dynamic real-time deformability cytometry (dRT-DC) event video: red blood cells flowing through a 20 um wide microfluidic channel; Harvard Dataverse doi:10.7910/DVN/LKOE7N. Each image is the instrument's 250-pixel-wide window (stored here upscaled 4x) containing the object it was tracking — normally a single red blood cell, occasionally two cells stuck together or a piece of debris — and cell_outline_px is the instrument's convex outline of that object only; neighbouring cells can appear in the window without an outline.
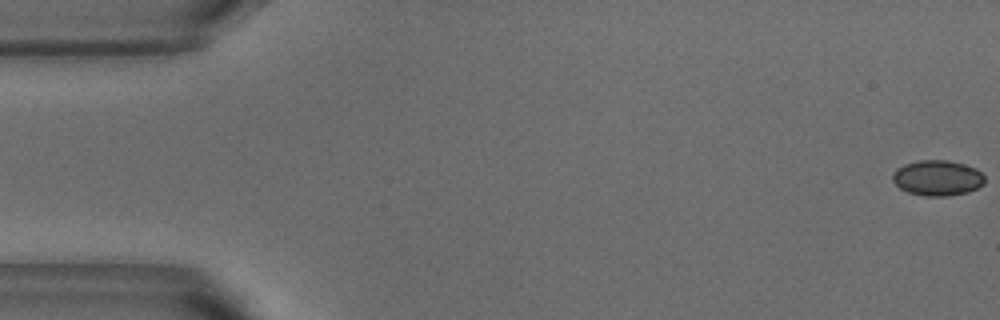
{"species": "common noctule bat (a hibernating species)", "species_latin": "Nyctalus noctula", "temperature_condition": "warm", "stored_images_in_passage": 53, "camera_frame_rate_fps": 3000, "um_per_image_px": 0.085, "animal": {"sex": "male", "body_mass_g": 18.8}, "frame": {"image": 1, "passage_image": 1, "time_ms": 0.0, "image_size_px": [1000, 320], "cell_outline_px": [[984, 184], [968, 192], [948, 196], [924, 196], [908, 192], [900, 188], [892, 180], [892, 176], [896, 168], [904, 164], [920, 160], [948, 160], [964, 164], [976, 168], [984, 176]], "centroid_in_image_um": [79.68, 15.12], "position_along_channel_um": 5.3, "area_um2": 19.07}}
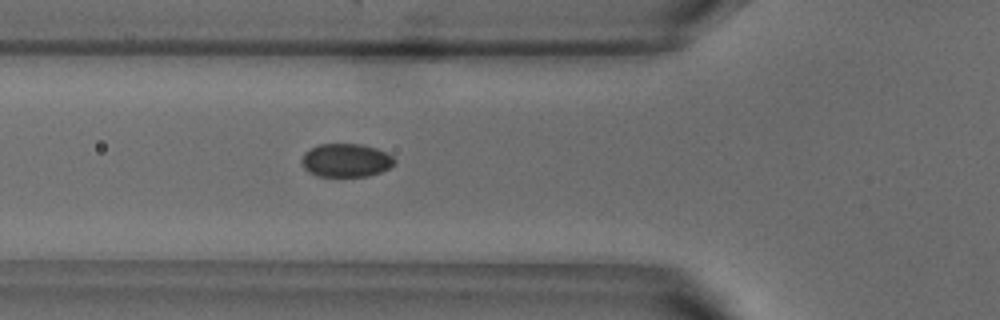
{"frame": {"image": 2, "passage_image": 19, "time_ms": 6.0, "image_size_px": [1000, 320], "cell_outline_px": [[396, 164], [380, 172], [368, 176], [316, 176], [308, 172], [304, 168], [300, 160], [304, 152], [320, 144], [360, 144], [376, 148], [392, 156], [396, 160]], "centroid_in_image_um": [29.39, 13.63], "position_along_channel_um": 96.4, "area_um2": 18.09}}
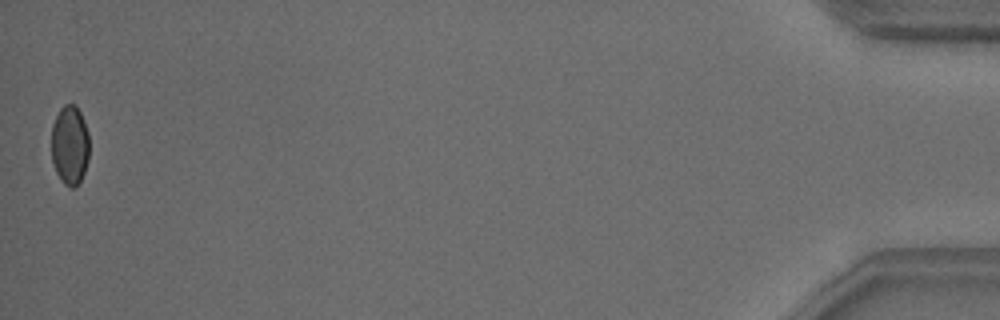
{"frame": {"image": 3, "passage_image": 53, "time_ms": 17.333, "image_size_px": [1000, 320], "cell_outline_px": [[88, 160], [84, 172], [80, 180], [72, 188], [68, 188], [60, 180], [56, 172], [52, 160], [52, 124], [60, 108], [64, 104], [76, 104], [80, 112], [88, 132]], "centroid_in_image_um": [5.92, 12.33], "position_along_channel_um": 429.3, "area_um2": 17.51}, "authors_computed_cell_mechanics": {"area_um2": 18.6116, "velocity_mm_per_s": 3.7988, "shape_relaxation_time_tau1_ms": 6.8924, "shape_relaxation_time_tau2_ms": null, "deformation_change_tau1": 0.0881, "deformation_change_tau2": null}}